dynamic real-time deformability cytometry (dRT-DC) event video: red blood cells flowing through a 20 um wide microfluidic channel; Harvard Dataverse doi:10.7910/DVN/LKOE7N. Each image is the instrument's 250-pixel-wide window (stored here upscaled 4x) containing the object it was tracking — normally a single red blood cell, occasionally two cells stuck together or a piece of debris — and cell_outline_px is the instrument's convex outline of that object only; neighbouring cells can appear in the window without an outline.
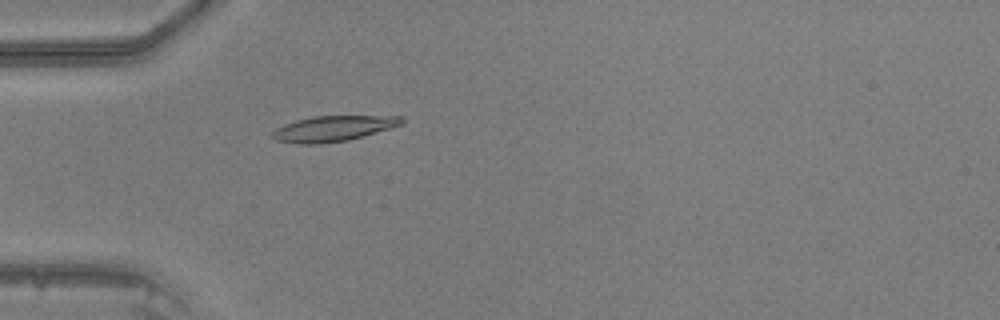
{"species": "common noctule bat (a hibernating species)", "species_latin": "Nyctalus noctula", "temperature_condition": "warm", "stored_images_in_passage": 16, "camera_frame_rate_fps": 3000, "um_per_image_px": 0.085, "animal": {"sex": "male", "body_mass_g": 20.5, "forearm_length_mm": 52.5}, "frame": {"image": 1, "passage_image": 6, "time_ms": 1.667, "image_size_px": [1000, 320], "cell_outline_px": [[404, 124], [348, 140], [320, 144], [300, 144], [276, 140], [272, 136], [272, 132], [276, 128], [284, 124], [296, 120], [312, 116], [404, 116]], "centroid_in_image_um": [28.32, 10.92], "position_along_channel_um": 56.7, "area_um2": 19.19}}
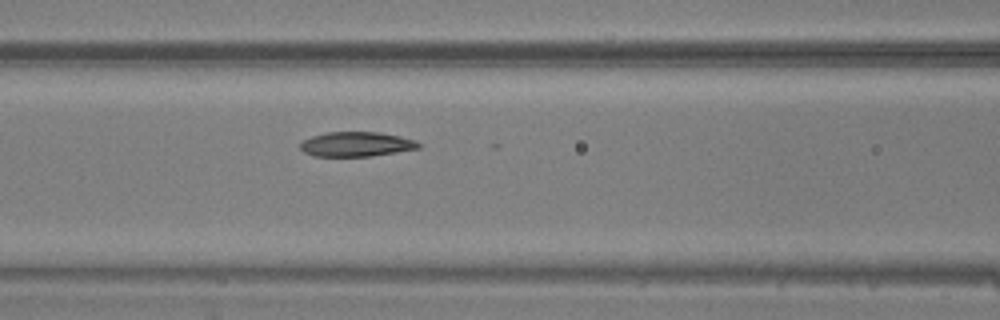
{"frame": {"image": 2, "passage_image": 12, "time_ms": 3.667, "image_size_px": [1000, 320], "cell_outline_px": [[424, 144], [420, 148], [372, 156], [312, 156], [304, 152], [300, 148], [300, 144], [304, 140], [312, 136], [328, 132], [380, 132], [400, 136], [416, 140]], "centroid_in_image_um": [30.34, 12.26], "position_along_channel_um": 136.3, "area_um2": 17.11}}
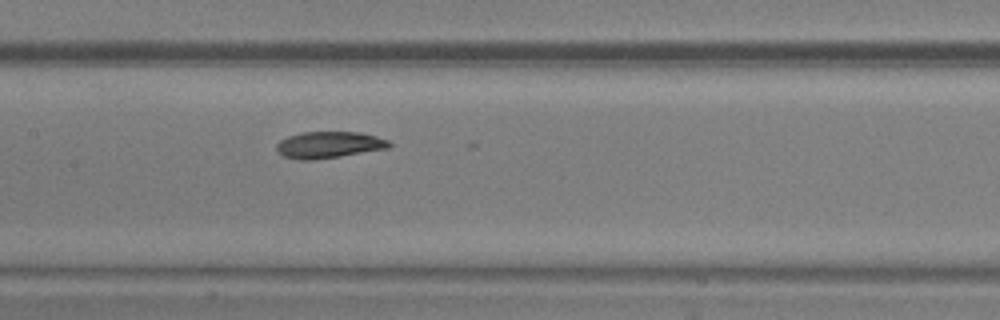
{"frame": {"image": 3, "passage_image": 15, "time_ms": 4.667, "image_size_px": [1000, 320], "cell_outline_px": [[392, 144], [388, 148], [340, 156], [312, 160], [300, 160], [284, 156], [276, 148], [276, 144], [280, 140], [288, 136], [304, 132], [360, 132], [376, 136], [388, 140]], "centroid_in_image_um": [27.96, 12.3], "position_along_channel_um": 179.4, "area_um2": 17.28}}